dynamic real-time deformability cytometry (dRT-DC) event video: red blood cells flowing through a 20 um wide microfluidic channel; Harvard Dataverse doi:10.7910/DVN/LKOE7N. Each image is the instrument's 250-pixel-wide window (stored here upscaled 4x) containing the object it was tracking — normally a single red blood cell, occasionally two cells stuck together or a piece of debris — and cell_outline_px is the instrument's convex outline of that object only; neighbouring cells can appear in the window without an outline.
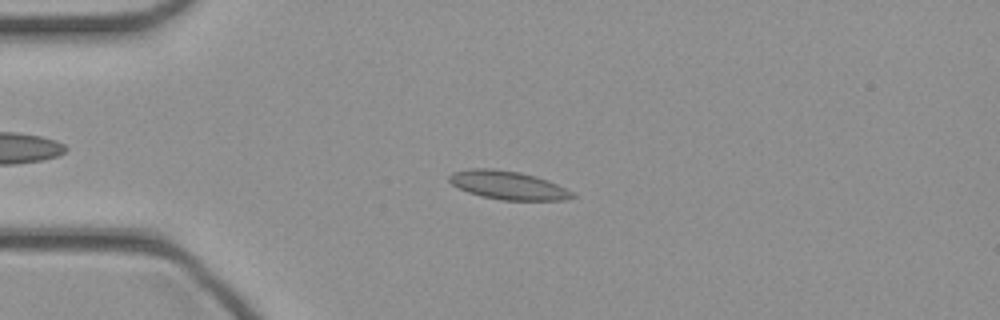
{"species": "common noctule bat (a hibernating species)", "species_latin": "Nyctalus noctula", "temperature_condition": "cold", "stored_images_in_passage": 46, "camera_frame_rate_fps": 3000, "um_per_image_px": 0.085, "animal": {"sex": "female", "body_mass_g": 21.9}, "frame": {"image": 1, "passage_image": 11, "time_ms": 3.333, "image_size_px": [1000, 320], "cell_outline_px": [[576, 196], [564, 200], [500, 200], [480, 196], [468, 192], [452, 184], [448, 180], [448, 176], [452, 172], [468, 168], [492, 168], [520, 172], [536, 176], [548, 180], [572, 192]], "centroid_in_image_um": [43.14, 15.73], "position_along_channel_um": 41.9, "area_um2": 20.46}}
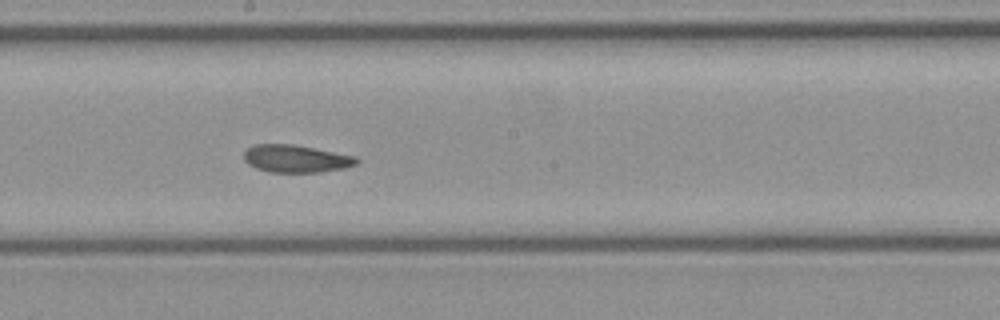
{"frame": {"image": 2, "passage_image": 25, "time_ms": 8.0, "image_size_px": [1000, 320], "cell_outline_px": [[360, 160], [356, 164], [344, 168], [320, 172], [272, 172], [256, 168], [248, 164], [244, 160], [244, 152], [248, 148], [256, 144], [292, 144], [356, 156]], "centroid_in_image_um": [25.16, 13.49], "position_along_channel_um": 223.0, "area_um2": 17.98}}
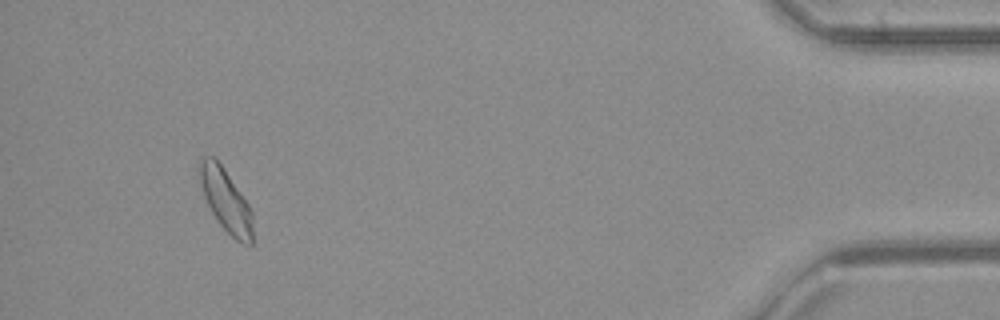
{"frame": {"image": 3, "passage_image": 43, "time_ms": 14.0, "image_size_px": [1000, 320], "cell_outline_px": [[252, 244], [244, 244], [236, 240], [220, 224], [212, 212], [204, 196], [200, 184], [196, 168], [200, 160], [204, 156], [212, 156], [220, 164], [240, 192], [248, 204], [252, 212]], "centroid_in_image_um": [19.16, 17.0], "position_along_channel_um": 416.0, "area_um2": 19.13}}